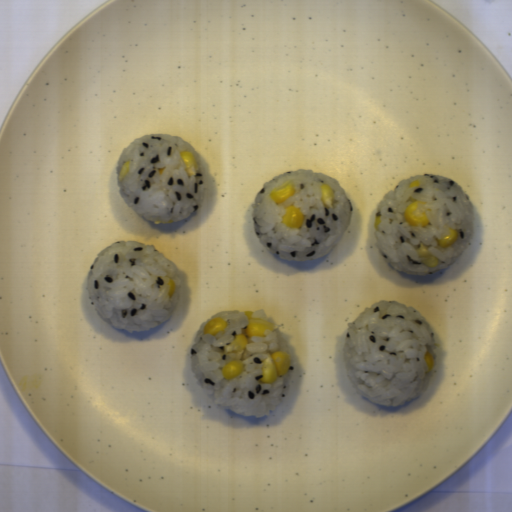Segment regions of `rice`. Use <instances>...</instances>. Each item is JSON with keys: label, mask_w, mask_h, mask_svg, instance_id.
Wrapping results in <instances>:
<instances>
[{"label": "rice", "mask_w": 512, "mask_h": 512, "mask_svg": "<svg viewBox=\"0 0 512 512\" xmlns=\"http://www.w3.org/2000/svg\"><path fill=\"white\" fill-rule=\"evenodd\" d=\"M436 336L425 317L401 302L379 301L347 324L342 358L359 395L386 407L423 394L436 370ZM426 351L434 367L427 374Z\"/></svg>", "instance_id": "obj_1"}, {"label": "rice", "mask_w": 512, "mask_h": 512, "mask_svg": "<svg viewBox=\"0 0 512 512\" xmlns=\"http://www.w3.org/2000/svg\"><path fill=\"white\" fill-rule=\"evenodd\" d=\"M252 206L256 236L268 252L286 261L327 256L353 216L338 179L305 168L266 181Z\"/></svg>", "instance_id": "obj_2"}, {"label": "rice", "mask_w": 512, "mask_h": 512, "mask_svg": "<svg viewBox=\"0 0 512 512\" xmlns=\"http://www.w3.org/2000/svg\"><path fill=\"white\" fill-rule=\"evenodd\" d=\"M419 187H408L414 180ZM426 201L414 212L422 217L425 212L428 227H413L406 223L404 211L412 199ZM380 222L375 228L376 246L393 269L410 275H430L448 268L461 257L474 238V207L462 187L454 180L437 174H423L401 179L394 190L387 191L377 206ZM456 229L457 241L448 249L437 244L448 228ZM425 243L430 254L438 258L439 265L426 267L415 248Z\"/></svg>", "instance_id": "obj_3"}, {"label": "rice", "mask_w": 512, "mask_h": 512, "mask_svg": "<svg viewBox=\"0 0 512 512\" xmlns=\"http://www.w3.org/2000/svg\"><path fill=\"white\" fill-rule=\"evenodd\" d=\"M176 283L170 299L168 281ZM182 277L154 245L123 240L105 248L94 260L87 285L93 309L114 329L147 332L168 321L180 296Z\"/></svg>", "instance_id": "obj_4"}, {"label": "rice", "mask_w": 512, "mask_h": 512, "mask_svg": "<svg viewBox=\"0 0 512 512\" xmlns=\"http://www.w3.org/2000/svg\"><path fill=\"white\" fill-rule=\"evenodd\" d=\"M217 317L229 322L228 327L216 336L204 335V325ZM252 318L273 323L274 330L264 331L265 336L250 337L246 348L236 353H227L225 346L249 325L245 312L223 310L203 322L192 343V365L202 388L213 397L215 405L228 408L236 415L261 418L281 404L284 375L278 376L274 383L260 382L264 360L281 351V347L276 322L269 319L266 311L257 310ZM236 359L244 364L243 372L226 380L221 373L222 368Z\"/></svg>", "instance_id": "obj_5"}, {"label": "rice", "mask_w": 512, "mask_h": 512, "mask_svg": "<svg viewBox=\"0 0 512 512\" xmlns=\"http://www.w3.org/2000/svg\"><path fill=\"white\" fill-rule=\"evenodd\" d=\"M194 153L199 171L187 176L182 151ZM130 161L120 181V194L131 209L148 221L181 222L205 200L209 181L203 161L188 142L167 134H146L133 139L121 153L119 169Z\"/></svg>", "instance_id": "obj_6"}]
</instances>
